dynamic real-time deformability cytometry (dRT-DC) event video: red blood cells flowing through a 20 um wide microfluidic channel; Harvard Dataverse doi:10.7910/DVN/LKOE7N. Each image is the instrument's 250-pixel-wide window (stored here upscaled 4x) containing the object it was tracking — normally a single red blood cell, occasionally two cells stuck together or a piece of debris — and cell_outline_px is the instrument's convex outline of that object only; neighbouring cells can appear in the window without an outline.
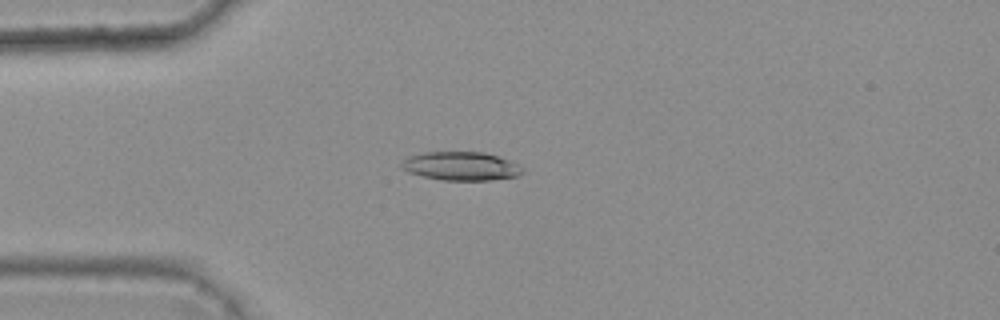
{"species": "common noctule bat (a hibernating species)", "species_latin": "Nyctalus noctula", "temperature_condition": "warm", "stored_images_in_passage": 7, "camera_frame_rate_fps": 3000, "um_per_image_px": 0.085, "animal": {"sex": "female", "body_mass_g": 25.1}, "frame": {"image": 1, "passage_image": 4, "time_ms": 1.0, "image_size_px": [1000, 320], "cell_outline_px": [[524, 172], [516, 176], [492, 180], [440, 180], [408, 172], [400, 164], [404, 156], [424, 152], [484, 152], [508, 160], [524, 168]], "centroid_in_image_um": [39.15, 14.11], "position_along_channel_um": 45.9, "area_um2": 20.17}}
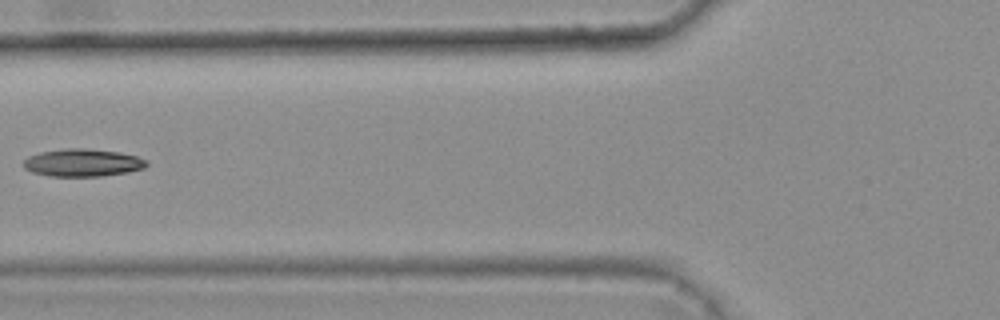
{"frame": {"image": 2, "passage_image": 6, "time_ms": 1.667, "image_size_px": [1000, 320], "cell_outline_px": [[148, 164], [144, 168], [124, 172], [100, 176], [52, 176], [32, 172], [24, 168], [24, 160], [28, 156], [40, 152], [64, 148], [84, 148], [120, 152], [136, 156], [148, 160]], "centroid_in_image_um": [7.01, 13.82], "position_along_channel_um": 118.8, "area_um2": 19.71}}
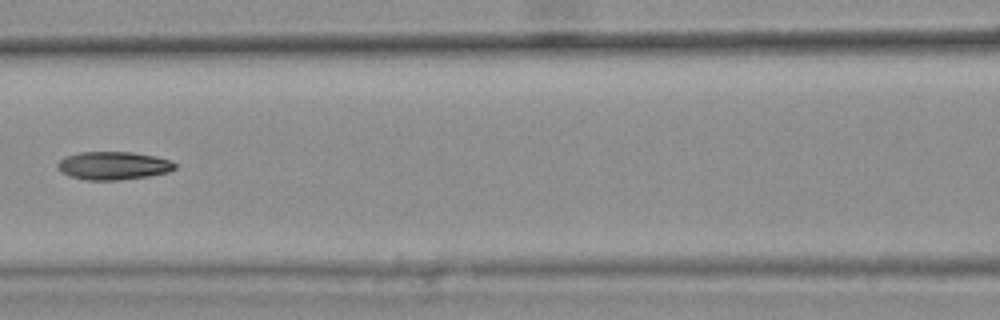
{"frame": {"image": 3, "passage_image": 7, "time_ms": 2.0, "image_size_px": [1000, 320], "cell_outline_px": [[176, 168], [168, 172], [148, 176], [120, 180], [84, 180], [68, 176], [56, 168], [56, 164], [64, 156], [80, 152], [132, 152], [156, 156], [172, 160], [176, 164]], "centroid_in_image_um": [9.62, 14.08], "position_along_channel_um": 157.0, "area_um2": 19.48}}